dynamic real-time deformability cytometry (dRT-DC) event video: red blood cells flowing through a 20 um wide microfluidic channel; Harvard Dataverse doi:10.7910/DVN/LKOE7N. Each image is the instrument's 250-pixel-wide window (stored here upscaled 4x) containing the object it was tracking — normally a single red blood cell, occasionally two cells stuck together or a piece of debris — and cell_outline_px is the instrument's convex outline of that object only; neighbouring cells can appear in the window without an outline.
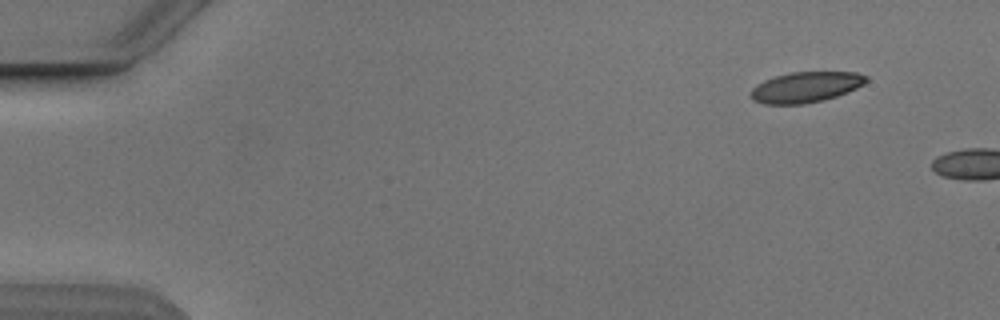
{"species": "Egyptian fruit bat (a non-hibernating species)", "species_latin": "Rousettus aegyptiacus", "temperature_condition": "cold", "stored_images_in_passage": 4, "camera_frame_rate_fps": 3000, "um_per_image_px": 0.085, "animal": {"sex": "male"}, "frame": {"image": 1, "passage_image": 1, "time_ms": 0.0, "image_size_px": [1000, 320], "cell_outline_px": [[868, 80], [864, 84], [848, 92], [824, 100], [804, 104], [764, 104], [752, 100], [752, 88], [756, 84], [764, 80], [776, 76], [792, 72], [856, 72], [868, 76]], "centroid_in_image_um": [68.51, 7.41], "position_along_channel_um": 16.5, "area_um2": 20.58}}